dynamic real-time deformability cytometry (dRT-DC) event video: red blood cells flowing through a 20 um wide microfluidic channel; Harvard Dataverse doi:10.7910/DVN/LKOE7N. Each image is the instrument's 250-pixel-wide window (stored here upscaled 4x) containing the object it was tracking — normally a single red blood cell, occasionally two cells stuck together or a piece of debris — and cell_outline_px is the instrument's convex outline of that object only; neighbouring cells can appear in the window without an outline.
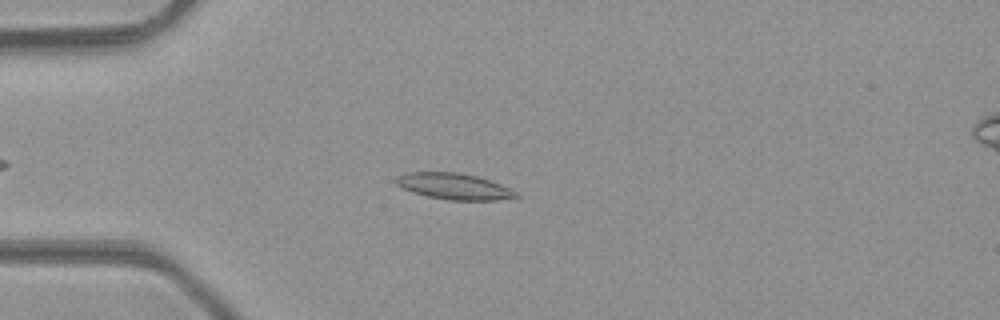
{"species": "common noctule bat (a hibernating species)", "species_latin": "Nyctalus noctula", "temperature_condition": "room temperature", "stored_images_in_passage": 41, "camera_frame_rate_fps": 3000, "um_per_image_px": 0.085, "animal": {"sex": "male", "body_mass_g": 23.1, "forearm_length_mm": 52.7}, "frame": {"image": 1, "passage_image": 6, "time_ms": 1.667, "image_size_px": [1000, 320], "cell_outline_px": [[520, 196], [496, 200], [448, 200], [428, 196], [412, 192], [400, 188], [396, 184], [396, 176], [404, 172], [456, 172], [476, 176], [500, 184], [516, 192]], "centroid_in_image_um": [38.52, 15.83], "position_along_channel_um": 46.5, "area_um2": 18.21}}
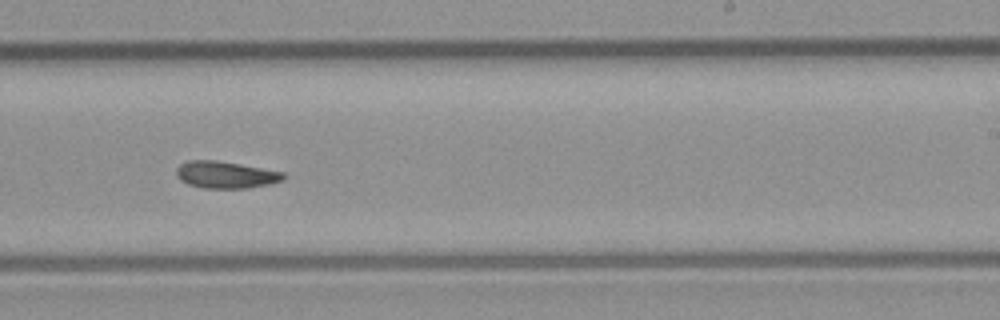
{"frame": {"image": 2, "passage_image": 23, "time_ms": 7.333, "image_size_px": [1000, 320], "cell_outline_px": [[288, 176], [284, 180], [272, 184], [248, 188], [204, 188], [188, 184], [180, 180], [176, 176], [176, 168], [180, 164], [188, 160], [216, 160], [240, 164], [284, 172]], "centroid_in_image_um": [19.21, 14.86], "position_along_channel_um": 269.8, "area_um2": 17.05}}
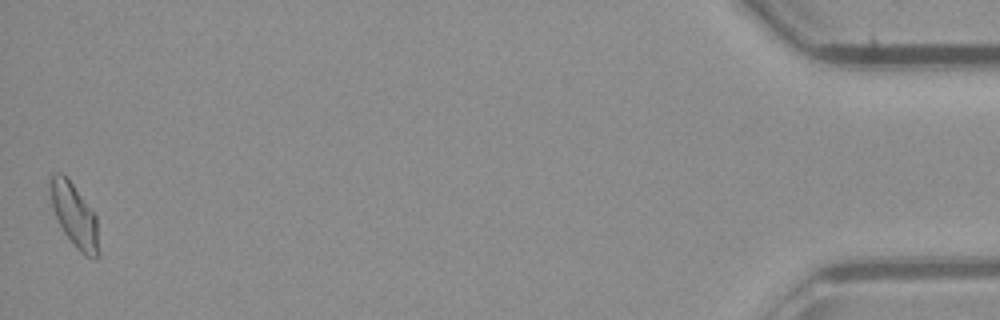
{"frame": {"image": 3, "passage_image": 41, "time_ms": 13.333, "image_size_px": [1000, 320], "cell_outline_px": [[100, 256], [96, 260], [84, 256], [72, 244], [64, 232], [56, 216], [52, 204], [48, 184], [48, 180], [52, 172], [60, 172], [72, 184], [96, 216], [100, 252]], "centroid_in_image_um": [6.34, 18.36], "position_along_channel_um": 428.9, "area_um2": 17.98}, "authors_computed_cell_mechanics": {"area_um2": 16.9932, "velocity_mm_per_s": 4.2836, "shape_relaxation_time_tau1_ms": null, "shape_relaxation_time_tau2_ms": 7.3901, "deformation_change_tau1": null, "deformation_change_tau2": 0.1336}}